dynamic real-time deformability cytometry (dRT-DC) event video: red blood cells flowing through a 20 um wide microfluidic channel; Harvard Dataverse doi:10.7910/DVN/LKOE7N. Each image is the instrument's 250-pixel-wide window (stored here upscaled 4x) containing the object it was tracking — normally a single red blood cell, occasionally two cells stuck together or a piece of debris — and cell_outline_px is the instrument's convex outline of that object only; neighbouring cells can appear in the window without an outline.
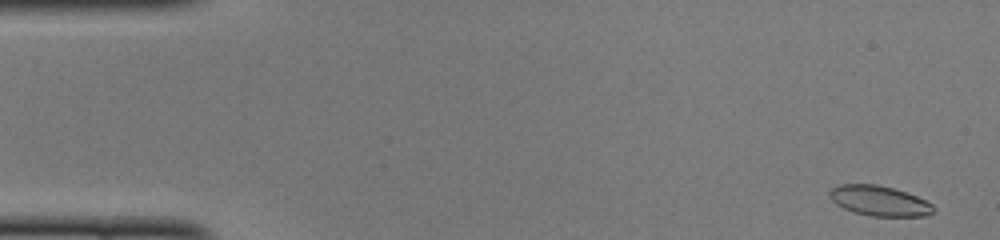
{"species": "common noctule bat (a hibernating species)", "species_latin": "Nyctalus noctula", "temperature_condition": "cold", "stored_images_in_passage": 30, "camera_frame_rate_fps": 3000, "um_per_image_px": 0.085, "animal": {"sex": "female", "body_mass_g": 22.0, "forearm_length_mm": 56.7}, "frame": {"image": 1, "passage_image": 1, "time_ms": 0.0, "image_size_px": [1000, 240], "cell_outline_px": [[936, 208], [932, 212], [924, 216], [872, 216], [852, 212], [836, 204], [828, 196], [828, 192], [832, 188], [840, 184], [876, 184], [892, 188], [916, 196], [932, 204]], "centroid_in_image_um": [74.7, 17.07], "position_along_channel_um": 10.3, "area_um2": 18.15}}
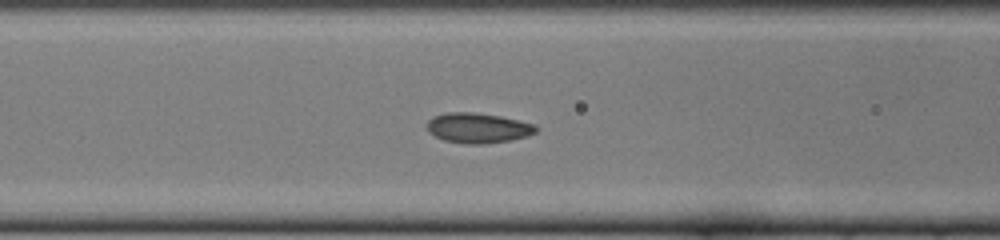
{"frame": {"image": 2, "passage_image": 19, "time_ms": 6.0, "image_size_px": [1000, 240], "cell_outline_px": [[536, 132], [524, 136], [508, 140], [484, 144], [464, 144], [444, 140], [428, 132], [428, 120], [432, 116], [448, 112], [472, 112], [500, 116], [536, 124]], "centroid_in_image_um": [40.59, 10.87], "position_along_channel_um": 126.0, "area_um2": 18.96}}
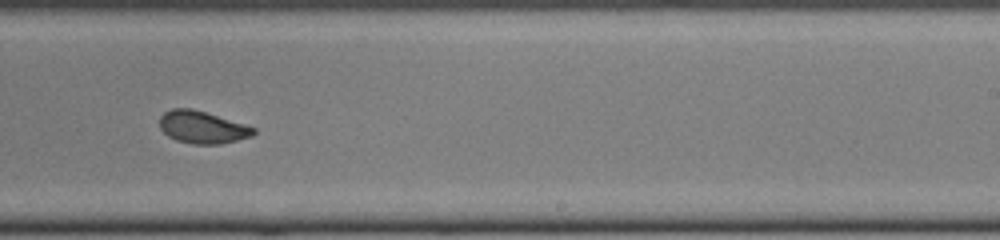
{"frame": {"image": 3, "passage_image": 30, "time_ms": 9.667, "image_size_px": [1000, 240], "cell_outline_px": [[256, 132], [252, 136], [220, 144], [192, 144], [176, 140], [168, 136], [160, 128], [160, 116], [164, 112], [172, 108], [192, 108], [244, 124], [256, 128]], "centroid_in_image_um": [17.18, 10.81], "position_along_channel_um": 271.8, "area_um2": 17.63}}